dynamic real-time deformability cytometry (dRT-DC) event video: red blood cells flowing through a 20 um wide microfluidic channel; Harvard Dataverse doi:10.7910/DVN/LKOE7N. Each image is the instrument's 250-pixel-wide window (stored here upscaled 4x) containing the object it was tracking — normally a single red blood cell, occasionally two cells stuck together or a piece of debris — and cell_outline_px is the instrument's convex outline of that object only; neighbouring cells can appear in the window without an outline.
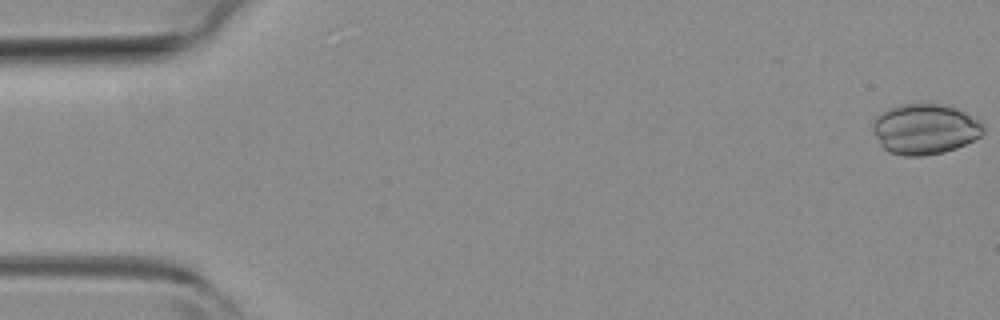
{"species": "common noctule bat (a hibernating species)", "species_latin": "Nyctalus noctula", "temperature_condition": "room temperature", "stored_images_in_passage": 8, "segment_of_instrument_passage": [1, 2], "camera_frame_rate_fps": 3000, "um_per_image_px": 0.085, "animal": {"sex": "female", "body_mass_g": 19.3, "forearm_length_mm": 54.1}, "frame": {"image": 1, "passage_image": 1, "time_ms": 0.0, "image_size_px": [1000, 320], "cell_outline_px": [[984, 132], [980, 136], [956, 148], [944, 152], [924, 156], [904, 156], [888, 152], [880, 144], [872, 132], [872, 124], [876, 116], [888, 108], [900, 104], [944, 104], [956, 108], [980, 120], [984, 124]], "centroid_in_image_um": [78.6, 10.97], "position_along_channel_um": 6.4, "area_um2": 32.71}}
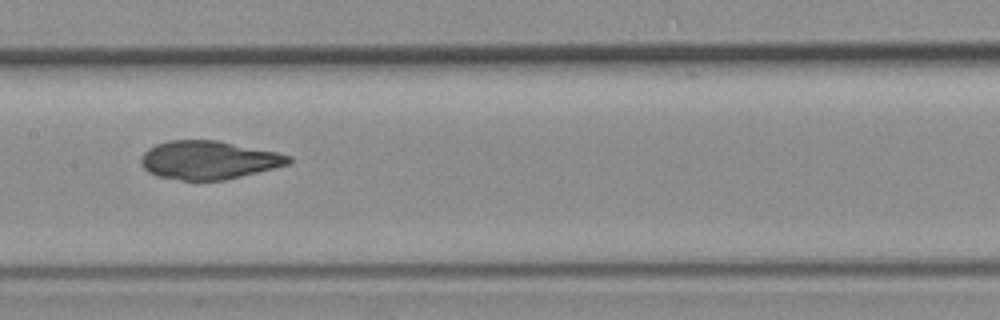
{"frame": {"image": 2, "passage_image": 5, "time_ms": 1.333, "image_size_px": [1000, 320], "cell_outline_px": [[292, 160], [288, 164], [224, 180], [180, 180], [156, 176], [148, 172], [140, 164], [140, 160], [144, 152], [148, 148], [156, 144], [168, 140], [220, 140], [276, 152], [292, 156]], "centroid_in_image_um": [17.69, 13.59], "position_along_channel_um": 189.7, "area_um2": 33.0}}
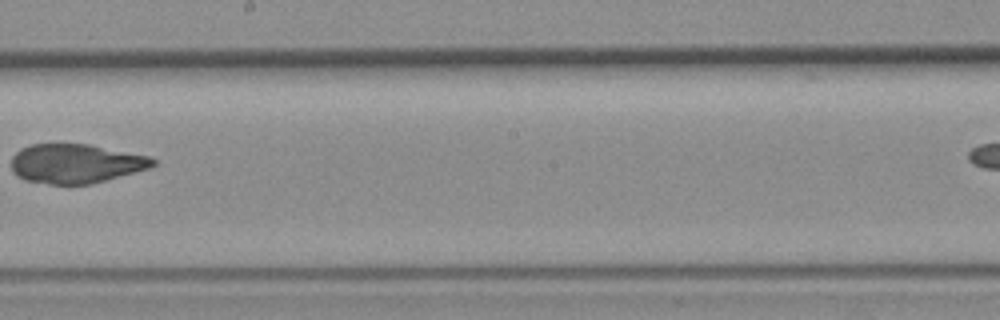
{"frame": {"image": 3, "passage_image": 6, "time_ms": 1.667, "image_size_px": [1000, 320], "cell_outline_px": [[156, 164], [152, 168], [92, 184], [48, 184], [24, 180], [16, 176], [12, 172], [12, 156], [20, 148], [32, 144], [88, 144], [152, 156], [156, 160]], "centroid_in_image_um": [6.47, 13.91], "position_along_channel_um": 241.7, "area_um2": 32.83}}